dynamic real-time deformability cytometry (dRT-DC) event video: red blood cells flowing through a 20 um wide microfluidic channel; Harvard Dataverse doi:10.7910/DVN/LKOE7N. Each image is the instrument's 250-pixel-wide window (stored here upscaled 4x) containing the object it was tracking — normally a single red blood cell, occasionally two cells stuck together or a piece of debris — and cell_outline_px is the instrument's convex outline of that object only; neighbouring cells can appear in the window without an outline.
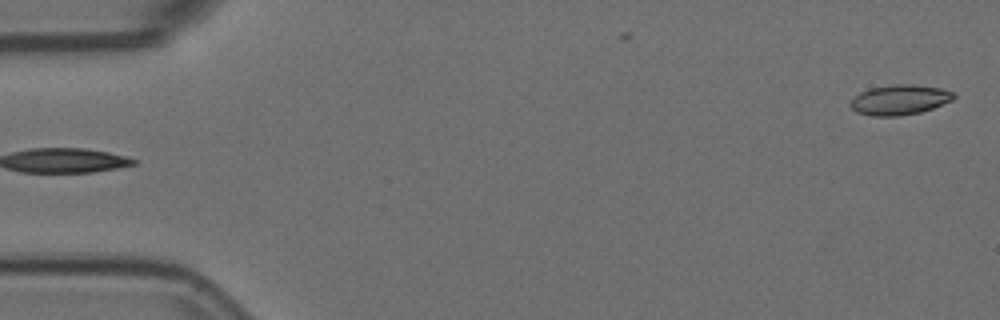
{"species": "Egyptian fruit bat (a non-hibernating species)", "species_latin": "Rousettus aegyptiacus", "temperature_condition": "room temperature", "stored_images_in_passage": 5, "segment_of_instrument_passage": [2, 2], "camera_frame_rate_fps": 3000, "um_per_image_px": 0.085, "animal": {"sex": "female"}, "frame": {"image": 1, "passage_image": 5, "time_ms": 1.333, "image_size_px": [1000, 320], "cell_outline_px": [[956, 96], [952, 100], [932, 108], [920, 112], [900, 116], [872, 116], [856, 112], [848, 104], [860, 92], [868, 88], [896, 84], [912, 84], [940, 88], [952, 92]], "centroid_in_image_um": [76.44, 8.48], "position_along_channel_um": 8.6, "area_um2": 18.03}}